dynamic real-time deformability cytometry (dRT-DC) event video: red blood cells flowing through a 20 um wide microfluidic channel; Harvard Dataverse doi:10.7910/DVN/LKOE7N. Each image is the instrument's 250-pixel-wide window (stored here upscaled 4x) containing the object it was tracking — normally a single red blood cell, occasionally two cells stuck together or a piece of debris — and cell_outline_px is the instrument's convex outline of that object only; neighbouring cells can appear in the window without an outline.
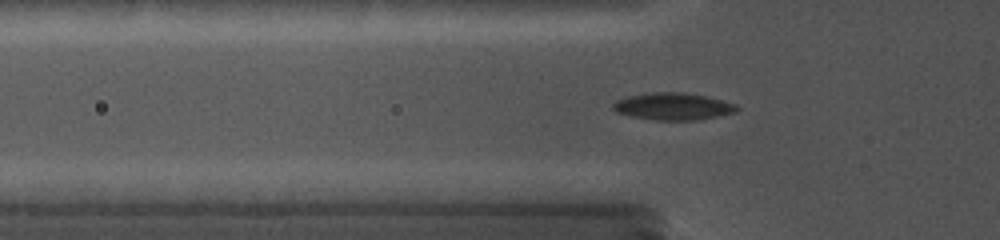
{"species": "common noctule bat (a hibernating species)", "species_latin": "Nyctalus noctula", "temperature_condition": "cold", "stored_images_in_passage": 72, "camera_frame_rate_fps": 5000, "um_per_image_px": 0.085, "animal": {"sex": "female", "body_mass_g": 19.0, "forearm_length_mm": 56.7}, "frame": {"image": 1, "passage_image": 26, "time_ms": 5.6, "image_size_px": [1000, 240], "cell_outline_px": [[740, 108], [736, 112], [696, 120], [652, 120], [628, 116], [616, 112], [612, 108], [612, 104], [616, 100], [628, 96], [652, 92], [684, 92], [704, 96], [736, 104]], "centroid_in_image_um": [57.16, 9.05], "position_along_channel_um": 68.6, "area_um2": 19.59}}
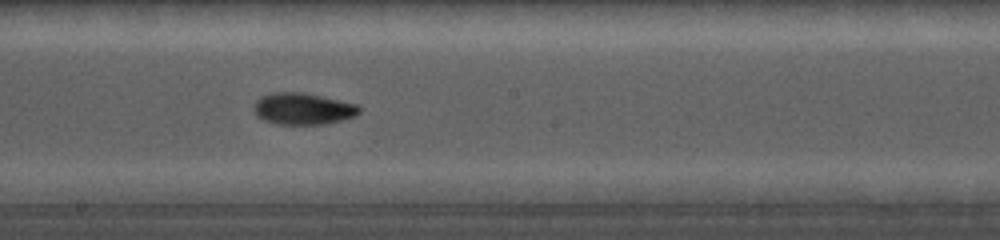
{"frame": {"image": 2, "passage_image": 44, "time_ms": 9.6, "image_size_px": [1000, 240], "cell_outline_px": [[364, 108], [356, 116], [324, 124], [276, 124], [264, 120], [256, 116], [252, 108], [256, 100], [260, 96], [272, 92], [304, 92], [356, 104]], "centroid_in_image_um": [25.73, 9.24], "position_along_channel_um": 222.5, "area_um2": 19.65}}
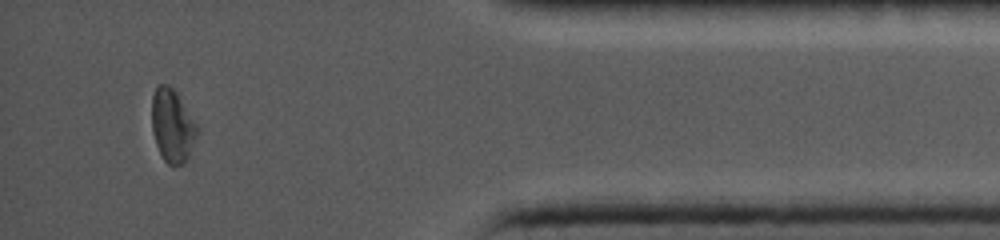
{"frame": {"image": 3, "passage_image": 67, "time_ms": 15.4, "image_size_px": [1000, 240], "cell_outline_px": [[200, 132], [184, 164], [172, 168], [164, 160], [156, 144], [152, 132], [152, 96], [156, 88], [160, 84], [168, 84], [176, 92], [200, 124]], "centroid_in_image_um": [14.7, 10.7], "position_along_channel_um": 420.5, "area_um2": 19.94}}